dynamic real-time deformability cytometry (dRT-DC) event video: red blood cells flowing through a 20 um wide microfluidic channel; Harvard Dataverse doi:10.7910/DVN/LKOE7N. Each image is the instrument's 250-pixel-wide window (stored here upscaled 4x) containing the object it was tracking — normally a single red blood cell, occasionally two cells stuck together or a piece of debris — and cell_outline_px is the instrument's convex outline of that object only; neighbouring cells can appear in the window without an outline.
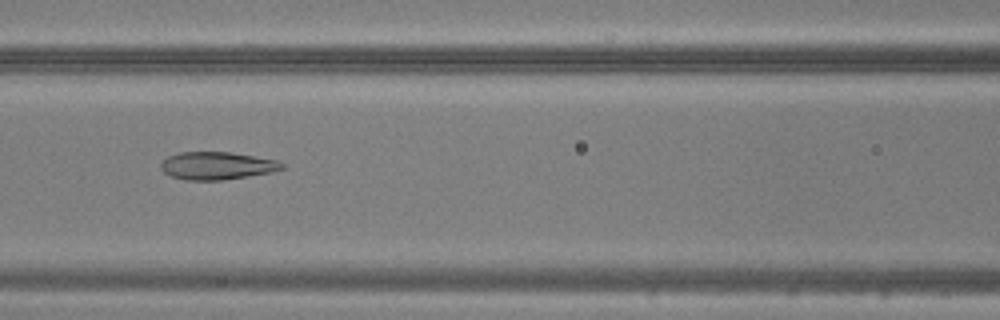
{"species": "common noctule bat (a hibernating species)", "species_latin": "Nyctalus noctula", "temperature_condition": "warm", "stored_images_in_passage": 49, "camera_frame_rate_fps": 3000, "um_per_image_px": 0.085, "animal": {"sex": "male", "body_mass_g": 20.5, "forearm_length_mm": 52.5}, "frame": {"image": 1, "passage_image": 22, "time_ms": 7.0, "image_size_px": [1000, 320], "cell_outline_px": [[284, 168], [272, 172], [220, 180], [184, 180], [172, 176], [164, 172], [160, 168], [160, 164], [168, 156], [180, 152], [232, 152], [276, 160], [284, 164]], "centroid_in_image_um": [18.43, 14.08], "position_along_channel_um": 148.2, "area_um2": 19.42}}
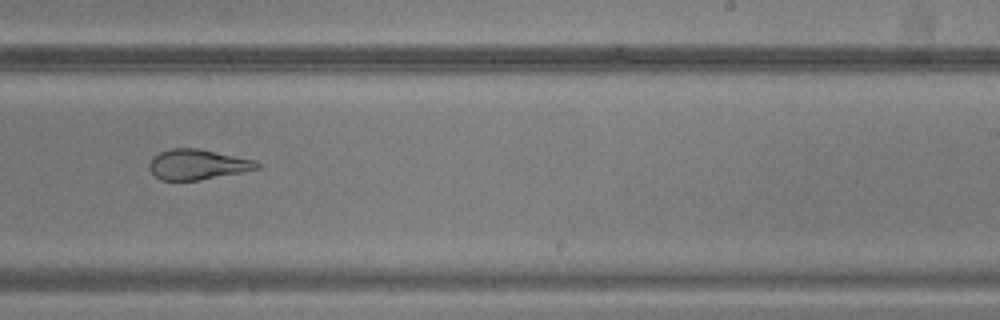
{"frame": {"image": 2, "passage_image": 31, "time_ms": 10.0, "image_size_px": [1000, 320], "cell_outline_px": [[260, 168], [244, 172], [200, 180], [160, 180], [148, 168], [148, 164], [152, 156], [160, 152], [172, 148], [200, 148], [252, 160], [260, 164]], "centroid_in_image_um": [16.76, 13.98], "position_along_channel_um": 272.2, "area_um2": 19.02}}
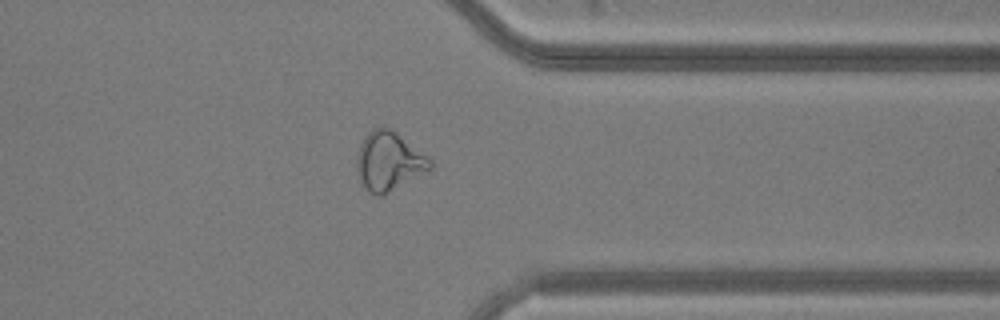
{"frame": {"image": 3, "passage_image": 39, "time_ms": 12.667, "image_size_px": [1000, 320], "cell_outline_px": [[432, 168], [380, 196], [368, 192], [364, 188], [360, 180], [356, 168], [356, 156], [360, 144], [364, 136], [372, 128], [392, 128], [428, 156], [432, 160]], "centroid_in_image_um": [33.03, 13.68], "position_along_channel_um": 378.4, "area_um2": 25.03}}